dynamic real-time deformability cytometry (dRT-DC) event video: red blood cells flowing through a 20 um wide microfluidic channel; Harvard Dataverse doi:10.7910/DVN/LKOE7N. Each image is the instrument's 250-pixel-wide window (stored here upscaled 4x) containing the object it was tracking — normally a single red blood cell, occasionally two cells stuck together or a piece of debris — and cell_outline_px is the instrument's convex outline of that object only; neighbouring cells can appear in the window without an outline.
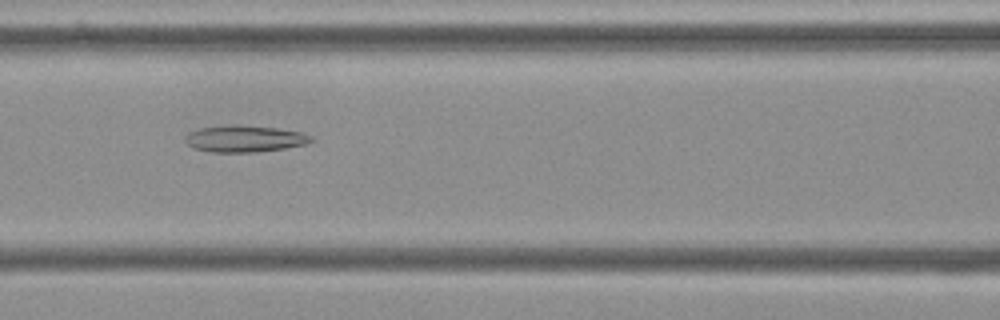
{"species": "Egyptian fruit bat (a non-hibernating species)", "species_latin": "Rousettus aegyptiacus", "temperature_condition": "cold", "stored_images_in_passage": 55, "camera_frame_rate_fps": 3000, "um_per_image_px": 0.085, "frame": {"image": 1, "passage_image": 24, "time_ms": 7.667, "image_size_px": [1000, 320], "cell_outline_px": [[316, 140], [308, 144], [284, 148], [256, 152], [212, 152], [192, 148], [184, 140], [184, 136], [188, 132], [200, 128], [228, 124], [240, 124], [276, 128], [300, 132], [312, 136]], "centroid_in_image_um": [20.78, 11.78], "position_along_channel_um": 145.8, "area_um2": 19.88}}
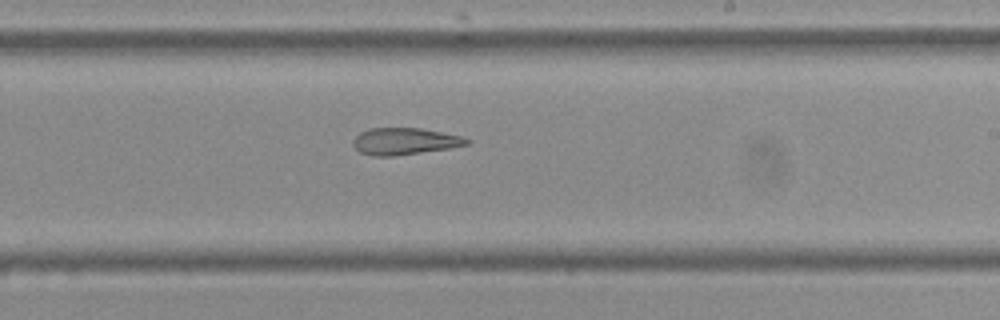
{"frame": {"image": 2, "passage_image": 33, "time_ms": 10.667, "image_size_px": [1000, 320], "cell_outline_px": [[472, 140], [468, 144], [448, 148], [392, 156], [372, 156], [360, 152], [352, 144], [352, 140], [360, 132], [372, 128], [420, 128], [460, 136]], "centroid_in_image_um": [34.35, 12.01], "position_along_channel_um": 254.6, "area_um2": 17.51}}
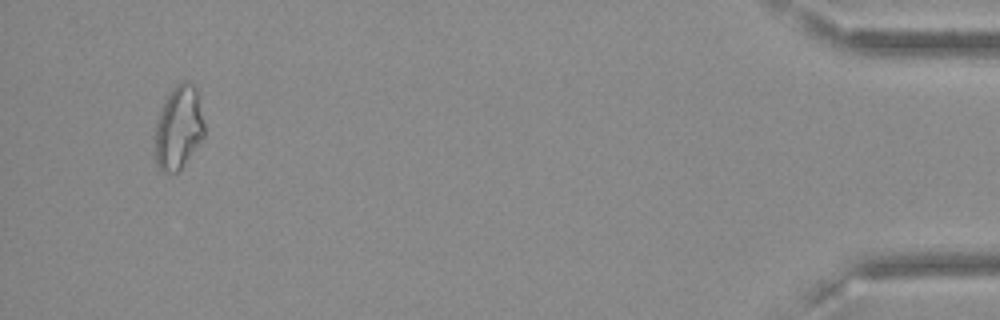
{"frame": {"image": 3, "passage_image": 53, "time_ms": 17.333, "image_size_px": [1000, 320], "cell_outline_px": [[204, 136], [180, 168], [176, 172], [164, 172], [156, 164], [156, 120], [172, 88], [176, 84], [184, 80], [188, 80], [196, 88], [204, 124]], "centroid_in_image_um": [15.18, 10.81], "position_along_channel_um": 420.0, "area_um2": 23.35}}